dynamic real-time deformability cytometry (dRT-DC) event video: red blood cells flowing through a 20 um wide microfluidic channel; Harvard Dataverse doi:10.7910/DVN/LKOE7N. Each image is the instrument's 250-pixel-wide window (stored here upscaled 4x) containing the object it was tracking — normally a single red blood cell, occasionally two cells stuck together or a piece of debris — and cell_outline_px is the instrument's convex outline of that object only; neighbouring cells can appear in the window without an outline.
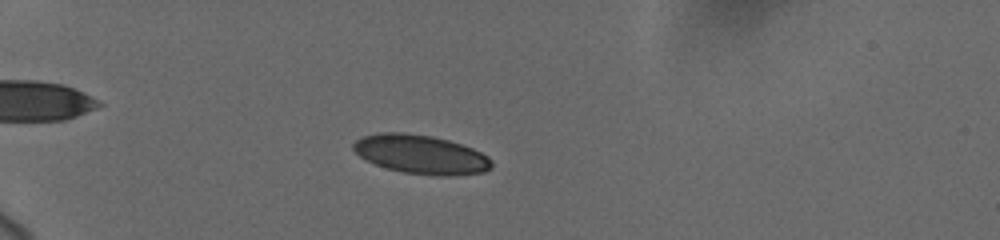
{"species": "human", "species_latin": "Homo sapiens", "temperature_condition": "cold", "stored_images_in_passage": 30, "camera_frame_rate_fps": 3000, "um_per_image_px": 0.085, "donor": {"sex": "female"}, "frame": {"image": 1, "passage_image": 3, "time_ms": 0.667, "image_size_px": [1000, 240], "cell_outline_px": [[492, 168], [484, 172], [452, 176], [432, 176], [404, 172], [388, 168], [376, 164], [360, 156], [352, 148], [352, 144], [356, 140], [364, 136], [380, 132], [404, 132], [432, 136], [448, 140], [472, 148], [488, 156], [492, 160]], "centroid_in_image_um": [35.8, 13.13], "position_along_channel_um": 49.2, "area_um2": 31.39}}
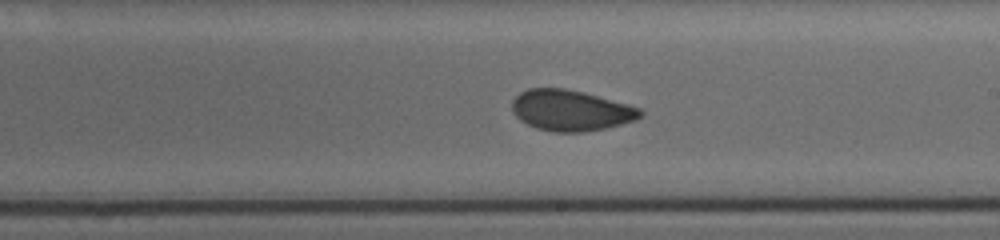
{"frame": {"image": 2, "passage_image": 16, "time_ms": 7.0, "image_size_px": [1000, 240], "cell_outline_px": [[644, 116], [636, 120], [604, 128], [584, 132], [552, 132], [536, 128], [520, 120], [512, 112], [512, 100], [520, 92], [528, 88], [564, 88], [584, 92], [628, 104], [640, 108], [644, 112]], "centroid_in_image_um": [48.52, 9.38], "position_along_channel_um": 240.5, "area_um2": 30.69}}
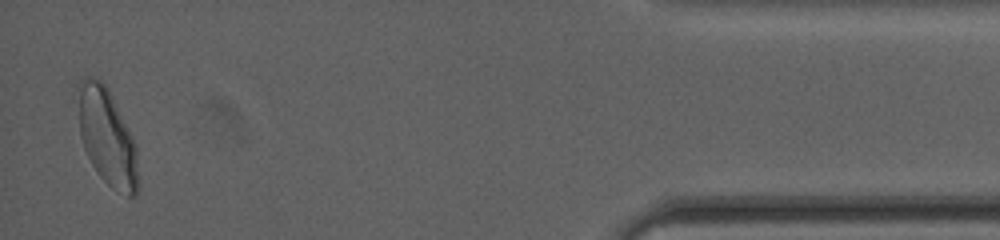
{"frame": {"image": 3, "passage_image": 30, "time_ms": 13.667, "image_size_px": [1000, 240], "cell_outline_px": [[140, 188], [136, 196], [128, 196], [112, 188], [100, 176], [92, 164], [84, 148], [80, 136], [76, 88], [80, 80], [88, 76], [92, 76], [100, 80], [108, 88], [136, 144]], "centroid_in_image_um": [9.1, 11.65], "position_along_channel_um": 426.1, "area_um2": 34.28}, "authors_computed_cell_mechanics": {"area_um2": 31.1542, "velocity_mm_per_s": 3.6768, "shape_relaxation_time_tau1_ms": 7.2665, "shape_relaxation_time_tau2_ms": 0.8773, "deformation_change_tau1": 0.1214, "deformation_change_tau2": 0.0397}}